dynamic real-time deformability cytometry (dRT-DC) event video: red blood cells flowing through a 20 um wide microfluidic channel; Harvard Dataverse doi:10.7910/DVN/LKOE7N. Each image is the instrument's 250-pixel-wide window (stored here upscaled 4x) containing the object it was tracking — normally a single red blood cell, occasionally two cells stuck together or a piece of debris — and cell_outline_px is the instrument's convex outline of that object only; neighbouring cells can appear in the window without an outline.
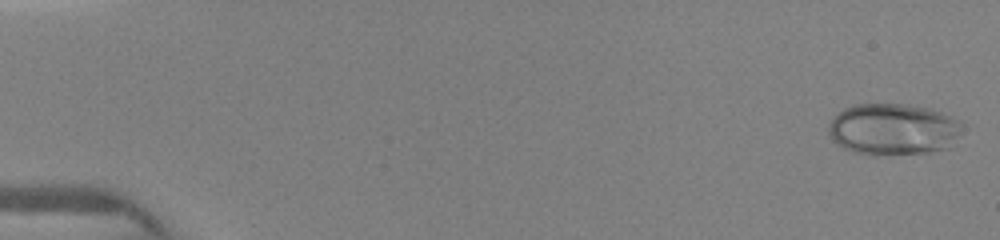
{"species": "human", "species_latin": "Homo sapiens", "temperature_condition": "warm", "stored_images_in_passage": 19, "camera_frame_rate_fps": 3000, "um_per_image_px": 0.085, "donor": {"sex": "female"}, "frame": {"image": 1, "passage_image": 1, "time_ms": 0.0, "image_size_px": [1000, 240], "cell_outline_px": [[960, 124], [956, 136], [948, 148], [928, 152], [876, 156], [868, 156], [852, 152], [836, 144], [832, 140], [828, 132], [828, 124], [844, 108], [856, 104], [900, 104], [932, 108], [952, 116], [960, 120]], "centroid_in_image_um": [75.86, 11.0], "position_along_channel_um": 9.1, "area_um2": 40.29}}
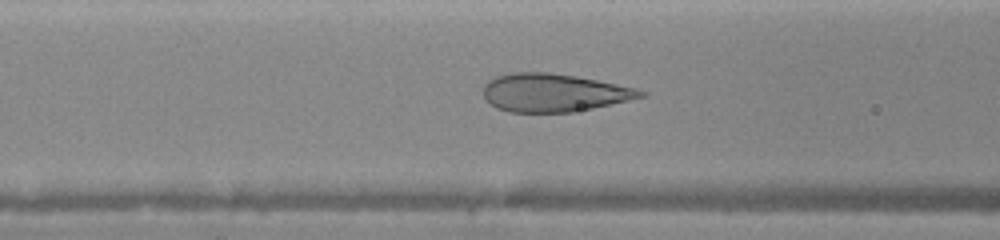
{"frame": {"image": 2, "passage_image": 12, "time_ms": 6.0, "image_size_px": [1000, 240], "cell_outline_px": [[648, 96], [592, 108], [572, 112], [508, 112], [496, 108], [484, 96], [484, 84], [488, 80], [496, 76], [512, 72], [548, 72], [576, 76], [616, 84], [648, 92]], "centroid_in_image_um": [47.06, 7.88], "position_along_channel_um": 119.5, "area_um2": 34.74}}
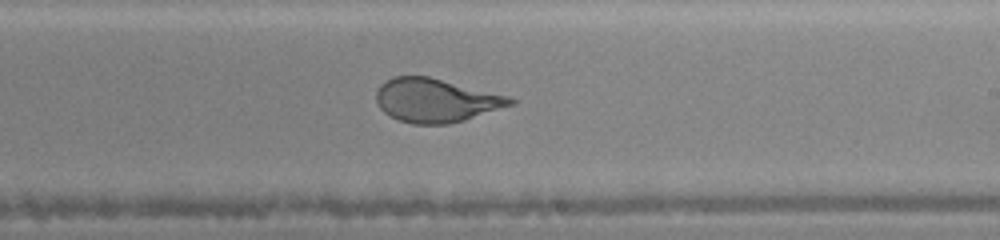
{"frame": {"image": 3, "passage_image": 17, "time_ms": 9.0, "image_size_px": [1000, 240], "cell_outline_px": [[516, 104], [464, 120], [448, 124], [412, 124], [400, 120], [384, 112], [380, 108], [376, 100], [376, 92], [380, 84], [384, 80], [392, 76], [428, 76], [508, 96], [516, 100]], "centroid_in_image_um": [37.04, 8.52], "position_along_channel_um": 252.0, "area_um2": 34.04}}